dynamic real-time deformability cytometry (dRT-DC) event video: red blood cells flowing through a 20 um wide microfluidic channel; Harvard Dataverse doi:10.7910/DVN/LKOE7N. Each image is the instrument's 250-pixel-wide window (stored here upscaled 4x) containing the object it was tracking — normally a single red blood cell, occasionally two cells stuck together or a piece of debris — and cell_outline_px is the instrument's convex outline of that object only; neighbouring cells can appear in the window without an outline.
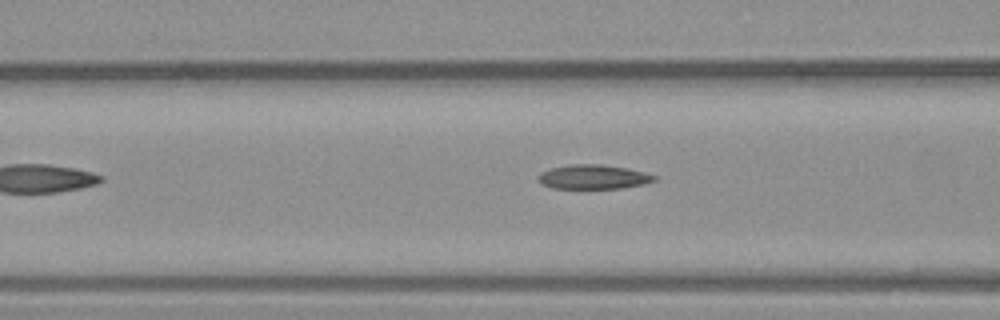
{"species": "common noctule bat (a hibernating species)", "species_latin": "Nyctalus noctula", "temperature_condition": "warm", "stored_images_in_passage": 16, "camera_frame_rate_fps": 3000, "um_per_image_px": 0.085, "animal": {"sex": "male", "body_mass_g": 23.1, "forearm_length_mm": 52.7}, "frame": {"image": 1, "passage_image": 4, "time_ms": 1.0, "image_size_px": [1000, 320], "cell_outline_px": [[656, 180], [644, 184], [620, 188], [552, 188], [540, 184], [536, 176], [540, 172], [552, 168], [568, 164], [600, 164], [628, 168], [644, 172], [656, 176]], "centroid_in_image_um": [50.39, 15.03], "position_along_channel_um": 116.2, "area_um2": 16.53}}
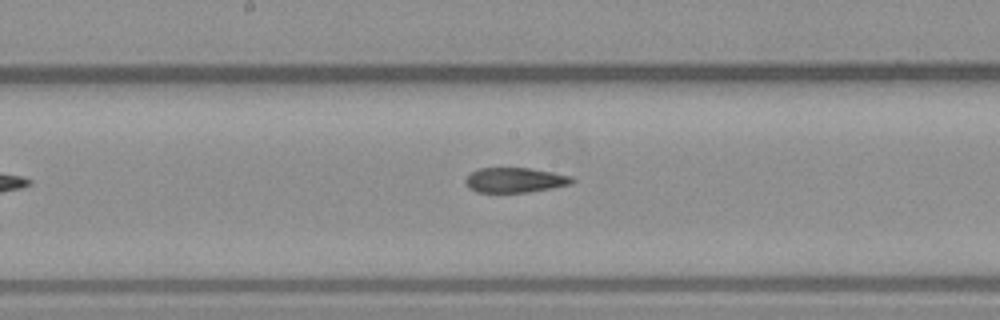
{"frame": {"image": 2, "passage_image": 11, "time_ms": 3.333, "image_size_px": [1000, 320], "cell_outline_px": [[576, 180], [572, 184], [552, 188], [528, 192], [476, 192], [468, 188], [464, 180], [472, 172], [480, 168], [528, 168], [552, 172], [572, 176]], "centroid_in_image_um": [43.79, 15.31], "position_along_channel_um": 204.4, "area_um2": 15.49}}
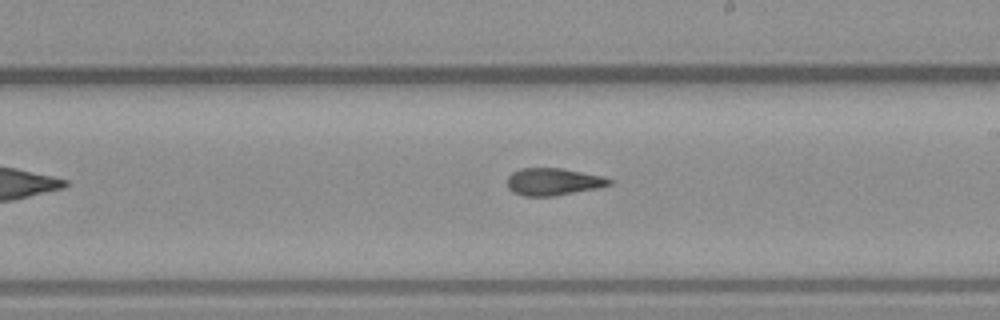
{"frame": {"image": 3, "passage_image": 14, "time_ms": 4.333, "image_size_px": [1000, 320], "cell_outline_px": [[616, 180], [612, 184], [596, 188], [556, 196], [524, 196], [512, 192], [508, 188], [508, 176], [512, 172], [520, 168], [560, 168], [604, 176]], "centroid_in_image_um": [47.05, 15.44], "position_along_channel_um": 242.0, "area_um2": 16.36}}